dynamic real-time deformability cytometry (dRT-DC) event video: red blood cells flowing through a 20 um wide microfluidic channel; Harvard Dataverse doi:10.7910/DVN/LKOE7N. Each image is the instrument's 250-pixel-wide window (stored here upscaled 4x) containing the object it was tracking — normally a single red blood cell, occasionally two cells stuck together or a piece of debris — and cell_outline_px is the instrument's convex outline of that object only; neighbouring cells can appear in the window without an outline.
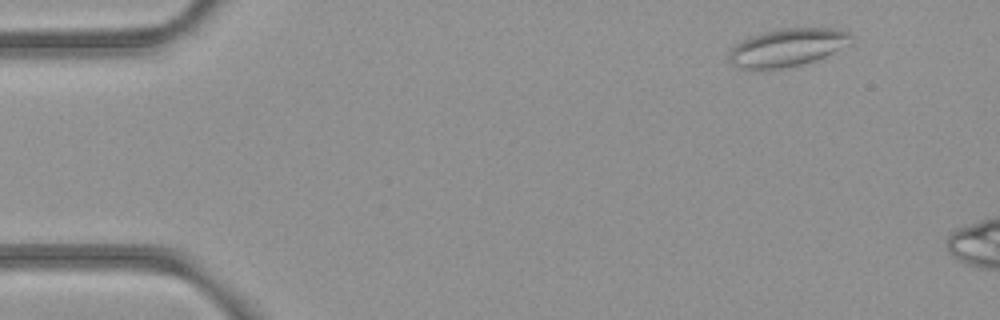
{"species": "common noctule bat (a hibernating species)", "species_latin": "Nyctalus noctula", "temperature_condition": "room temperature", "stored_images_in_passage": 44, "camera_frame_rate_fps": 3000, "um_per_image_px": 0.085, "animal": {"sex": "female", "body_mass_g": 21.9}, "frame": {"image": 1, "passage_image": 1, "time_ms": 0.0, "image_size_px": [1000, 320], "cell_outline_px": [[852, 40], [848, 44], [824, 56], [800, 64], [780, 68], [740, 68], [732, 64], [728, 60], [728, 52], [736, 44], [748, 36], [780, 28], [836, 28], [848, 32], [852, 36]], "centroid_in_image_um": [66.88, 4.01], "position_along_channel_um": 18.1, "area_um2": 26.53}}
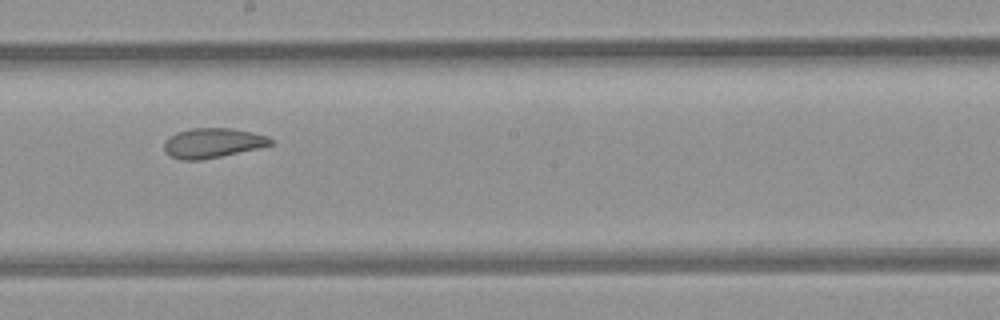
{"frame": {"image": 2, "passage_image": 25, "time_ms": 8.0, "image_size_px": [1000, 320], "cell_outline_px": [[272, 144], [256, 148], [220, 156], [200, 160], [184, 160], [172, 156], [164, 152], [164, 140], [176, 132], [188, 128], [232, 128], [252, 132], [268, 136], [272, 140]], "centroid_in_image_um": [18.02, 12.13], "position_along_channel_um": 230.2, "area_um2": 18.32}}
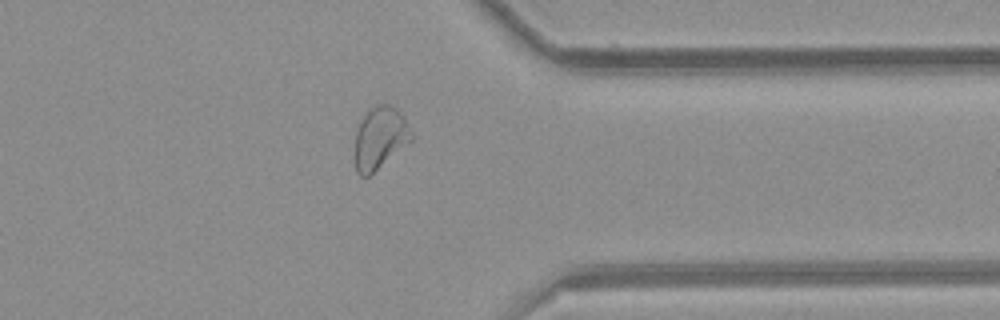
{"frame": {"image": 3, "passage_image": 37, "time_ms": 12.0, "image_size_px": [1000, 320], "cell_outline_px": [[412, 140], [368, 176], [360, 176], [356, 172], [356, 132], [360, 120], [376, 104], [392, 104], [404, 116], [412, 132]], "centroid_in_image_um": [32.31, 11.69], "position_along_channel_um": 379.1, "area_um2": 20.11}}